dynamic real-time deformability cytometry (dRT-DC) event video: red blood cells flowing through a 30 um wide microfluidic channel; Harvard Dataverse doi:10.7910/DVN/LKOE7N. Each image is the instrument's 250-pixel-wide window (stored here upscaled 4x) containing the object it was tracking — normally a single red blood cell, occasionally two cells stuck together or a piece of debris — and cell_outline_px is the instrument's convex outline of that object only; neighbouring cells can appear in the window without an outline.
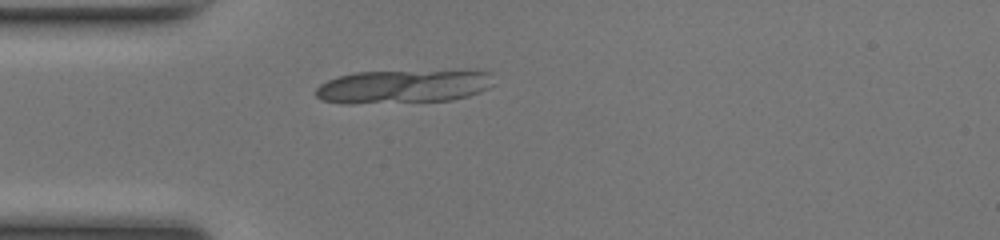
{"species": "common noctule bat (a hibernating species)", "species_latin": "Nyctalus noctula", "temperature_condition": "room temperature", "stored_images_in_passage": 12, "camera_frame_rate_fps": 3000, "um_per_image_px": 0.085, "animal": {"sex": "female", "body_mass_g": 17.0, "forearm_length_mm": 48.0}, "frame": {"image": 1, "passage_image": 9, "time_ms": 2.667, "image_size_px": [1000, 240], "cell_outline_px": [[496, 84], [480, 92], [468, 96], [452, 100], [352, 104], [344, 104], [320, 100], [316, 96], [316, 88], [320, 84], [328, 80], [340, 76], [356, 72], [488, 72]], "centroid_in_image_um": [34.21, 7.39], "position_along_channel_um": 50.8, "area_um2": 34.16}}